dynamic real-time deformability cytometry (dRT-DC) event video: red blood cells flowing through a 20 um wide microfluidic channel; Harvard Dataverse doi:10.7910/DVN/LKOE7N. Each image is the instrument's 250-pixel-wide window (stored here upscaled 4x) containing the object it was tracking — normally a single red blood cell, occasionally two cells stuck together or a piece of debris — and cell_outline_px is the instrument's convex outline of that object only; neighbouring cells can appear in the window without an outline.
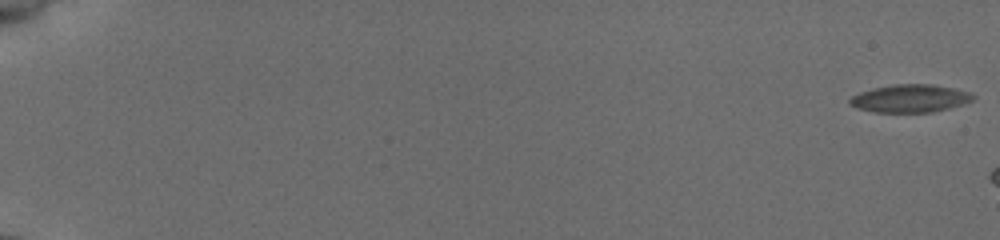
{"species": "common noctule bat (a hibernating species)", "species_latin": "Nyctalus noctula", "temperature_condition": "cold", "stored_images_in_passage": 8, "camera_frame_rate_fps": 3000, "um_per_image_px": 0.085, "animal": {"sex": "female", "body_mass_g": 19.5, "forearm_length_mm": 54.1}, "frame": {"image": 1, "passage_image": 1, "time_ms": 0.0, "image_size_px": [1000, 240], "cell_outline_px": [[976, 96], [972, 100], [960, 104], [932, 112], [876, 112], [860, 108], [848, 104], [848, 100], [852, 96], [860, 92], [876, 88], [896, 84], [932, 84], [952, 88], [968, 92]], "centroid_in_image_um": [77.33, 8.36], "position_along_channel_um": 7.7, "area_um2": 19.54}}